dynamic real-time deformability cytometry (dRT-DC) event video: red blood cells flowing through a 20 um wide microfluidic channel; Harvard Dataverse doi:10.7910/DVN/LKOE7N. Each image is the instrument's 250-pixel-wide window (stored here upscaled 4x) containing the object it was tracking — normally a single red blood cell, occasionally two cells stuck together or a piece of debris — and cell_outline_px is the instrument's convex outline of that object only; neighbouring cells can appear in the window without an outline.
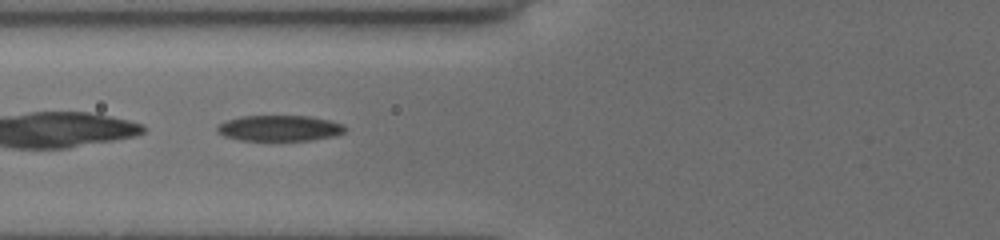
{"species": "common noctule bat (a hibernating species)", "species_latin": "Nyctalus noctula", "temperature_condition": "cold", "stored_images_in_passage": 56, "camera_frame_rate_fps": 3000, "um_per_image_px": 0.085, "animal": {"sex": "female", "body_mass_g": 19.5, "forearm_length_mm": 54.1}, "frame": {"image": 1, "passage_image": 25, "time_ms": 8.0, "image_size_px": [1000, 240], "cell_outline_px": [[348, 128], [344, 132], [332, 136], [312, 140], [240, 140], [224, 136], [216, 132], [216, 128], [220, 124], [228, 120], [240, 116], [312, 116], [344, 124]], "centroid_in_image_um": [23.77, 10.89], "position_along_channel_um": 102.0, "area_um2": 19.19}}
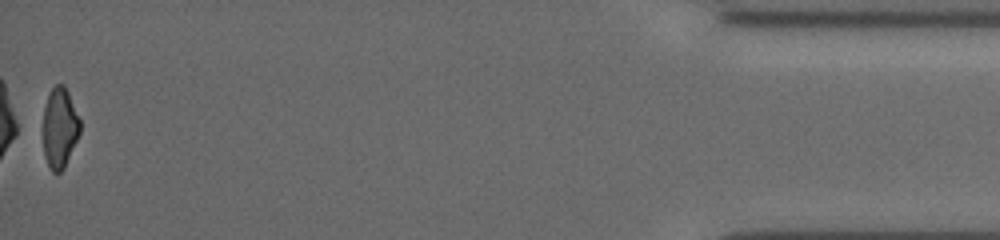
{"frame": {"image": 2, "passage_image": 56, "time_ms": 18.333, "image_size_px": [1000, 240], "cell_outline_px": [[80, 132], [64, 168], [60, 172], [52, 172], [44, 156], [44, 108], [48, 96], [52, 88], [56, 84], [64, 84], [68, 92], [80, 120]], "centroid_in_image_um": [5.08, 10.86], "position_along_channel_um": 430.1, "area_um2": 16.99}, "authors_computed_cell_mechanics": {"area_um2": 20.8658, "velocity_mm_per_s": 3.9052, "shape_relaxation_time_tau1_ms": 2.2868, "shape_relaxation_time_tau2_ms": 7.9782, "deformation_change_tau1": 0.1198, "deformation_change_tau2": 0.1713}}